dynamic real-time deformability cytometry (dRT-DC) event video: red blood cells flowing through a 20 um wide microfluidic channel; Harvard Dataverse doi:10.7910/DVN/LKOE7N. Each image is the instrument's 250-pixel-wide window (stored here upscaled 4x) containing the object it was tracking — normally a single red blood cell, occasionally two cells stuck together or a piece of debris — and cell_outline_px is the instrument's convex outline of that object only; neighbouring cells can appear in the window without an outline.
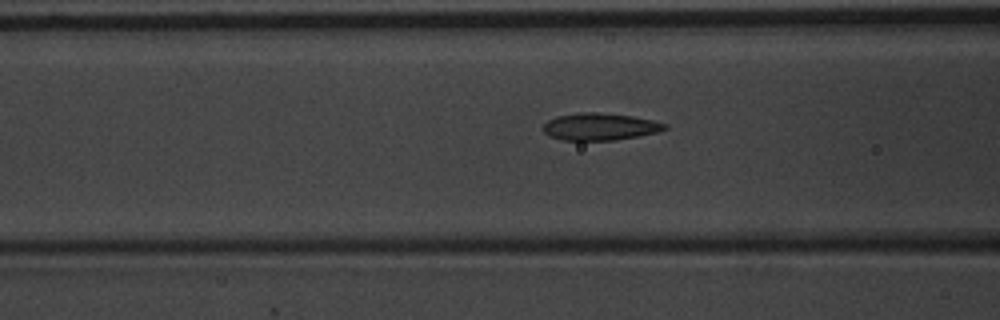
{"species": "common noctule bat (a hibernating species)", "species_latin": "Nyctalus noctula", "temperature_condition": "warm", "stored_images_in_passage": 50, "camera_frame_rate_fps": 3000, "um_per_image_px": 0.085, "animal": {"sex": "male", "body_mass_g": 20.1, "forearm_length_mm": 53.5}, "frame": {"image": 1, "passage_image": 23, "time_ms": 7.333, "image_size_px": [1000, 320], "cell_outline_px": [[668, 128], [656, 132], [640, 136], [612, 140], [564, 140], [548, 136], [544, 132], [544, 124], [548, 120], [556, 116], [580, 112], [596, 112], [632, 116], [652, 120], [668, 124]], "centroid_in_image_um": [50.99, 10.76], "position_along_channel_um": 115.6, "area_um2": 19.19}}
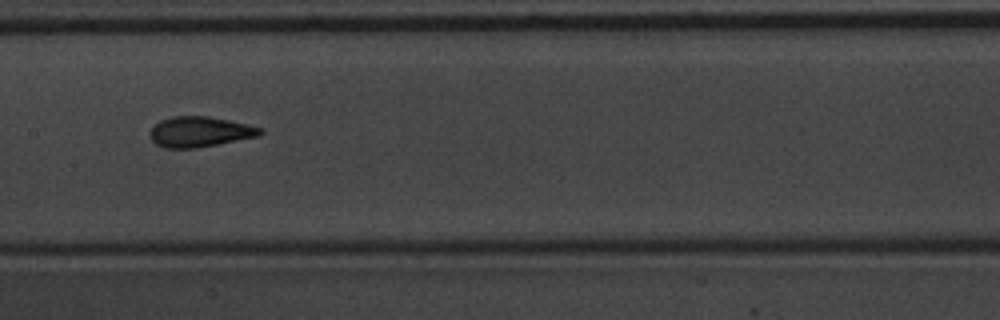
{"frame": {"image": 2, "passage_image": 29, "time_ms": 9.333, "image_size_px": [1000, 320], "cell_outline_px": [[264, 132], [260, 136], [196, 148], [164, 148], [156, 144], [152, 140], [152, 128], [160, 120], [172, 116], [208, 116], [248, 124], [264, 128]], "centroid_in_image_um": [17.04, 11.2], "position_along_channel_um": 190.4, "area_um2": 19.48}}
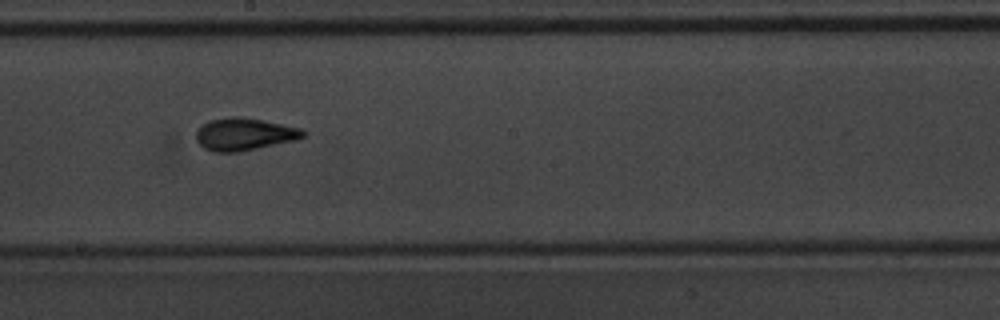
{"frame": {"image": 3, "passage_image": 32, "time_ms": 10.333, "image_size_px": [1000, 320], "cell_outline_px": [[308, 132], [304, 136], [296, 140], [240, 152], [212, 152], [204, 148], [196, 140], [196, 132], [208, 120], [236, 116], [244, 116], [300, 128]], "centroid_in_image_um": [20.77, 11.41], "position_along_channel_um": 227.4, "area_um2": 20.29}}